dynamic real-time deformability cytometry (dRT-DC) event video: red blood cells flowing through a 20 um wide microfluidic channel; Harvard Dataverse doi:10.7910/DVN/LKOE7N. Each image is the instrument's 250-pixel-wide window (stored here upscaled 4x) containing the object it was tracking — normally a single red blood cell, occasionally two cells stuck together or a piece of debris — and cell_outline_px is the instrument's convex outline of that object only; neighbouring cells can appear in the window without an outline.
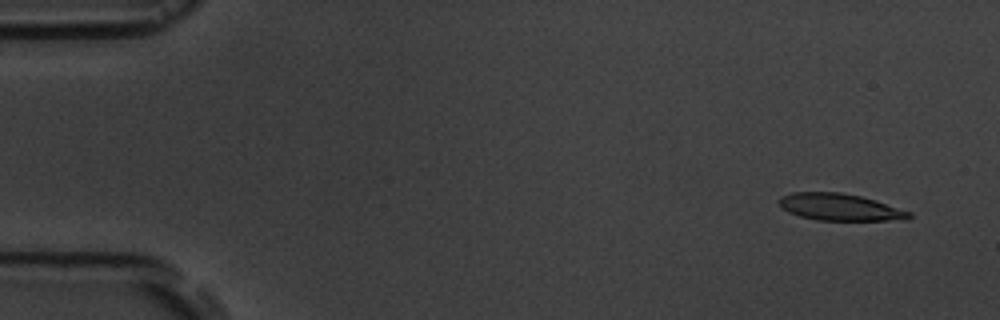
{"species": "common noctule bat (a hibernating species)", "species_latin": "Nyctalus noctula", "temperature_condition": "room temperature", "stored_images_in_passage": 5, "camera_frame_rate_fps": 3000, "um_per_image_px": 0.085, "animal": {"sex": "male", "body_mass_g": 19.5, "forearm_length_mm": 54.6}, "frame": {"image": 1, "passage_image": 1, "time_ms": 0.0, "image_size_px": [1000, 320], "cell_outline_px": [[912, 216], [908, 220], [816, 220], [800, 216], [788, 212], [780, 204], [780, 196], [792, 192], [840, 192], [860, 196], [876, 200], [912, 212]], "centroid_in_image_um": [71.43, 17.6], "position_along_channel_um": 13.6, "area_um2": 20.4}}
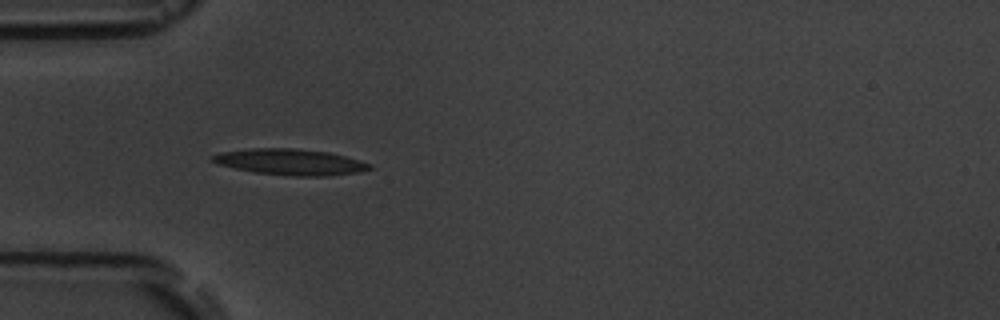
{"frame": {"image": 2, "passage_image": 4, "time_ms": 4.333, "image_size_px": [1000, 320], "cell_outline_px": [[372, 168], [360, 172], [328, 176], [296, 176], [256, 172], [216, 164], [212, 160], [212, 156], [224, 152], [252, 148], [292, 148], [328, 152], [344, 156], [368, 164]], "centroid_in_image_um": [24.67, 13.77], "position_along_channel_um": 60.3, "area_um2": 23.35}}
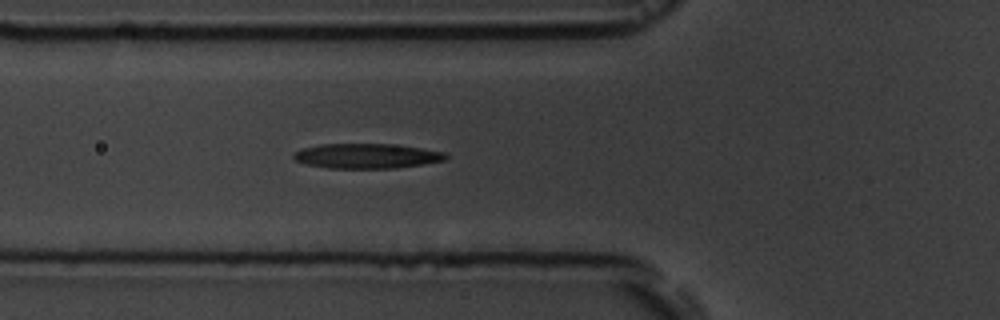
{"frame": {"image": 3, "passage_image": 5, "time_ms": 5.333, "image_size_px": [1000, 320], "cell_outline_px": [[448, 160], [396, 168], [328, 168], [304, 164], [296, 160], [292, 156], [300, 148], [320, 144], [388, 144], [420, 148], [444, 152], [448, 156]], "centroid_in_image_um": [31.15, 13.26], "position_along_channel_um": 94.7, "area_um2": 22.02}}